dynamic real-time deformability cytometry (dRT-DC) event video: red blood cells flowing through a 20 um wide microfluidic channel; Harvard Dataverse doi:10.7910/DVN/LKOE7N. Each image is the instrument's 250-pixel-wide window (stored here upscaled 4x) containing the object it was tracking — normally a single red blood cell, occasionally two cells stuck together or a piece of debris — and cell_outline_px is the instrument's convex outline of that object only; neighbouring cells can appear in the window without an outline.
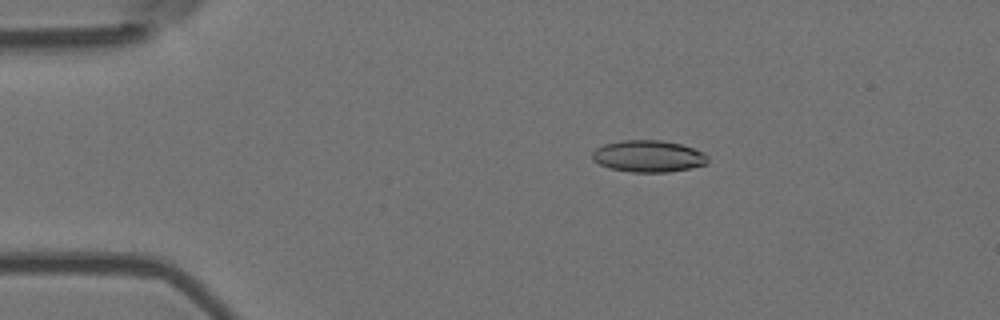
{"species": "Egyptian fruit bat (a non-hibernating species)", "species_latin": "Rousettus aegyptiacus", "temperature_condition": "room temperature", "stored_images_in_passage": 6, "camera_frame_rate_fps": 3000, "um_per_image_px": 0.085, "animal": {"sex": "female"}, "frame": {"image": 1, "passage_image": 1, "time_ms": 0.0, "image_size_px": [1000, 320], "cell_outline_px": [[708, 164], [692, 168], [668, 172], [632, 172], [608, 168], [592, 160], [592, 152], [596, 148], [604, 144], [624, 140], [660, 140], [680, 144], [704, 152], [708, 156]], "centroid_in_image_um": [55.12, 13.28], "position_along_channel_um": 29.9, "area_um2": 21.5}}
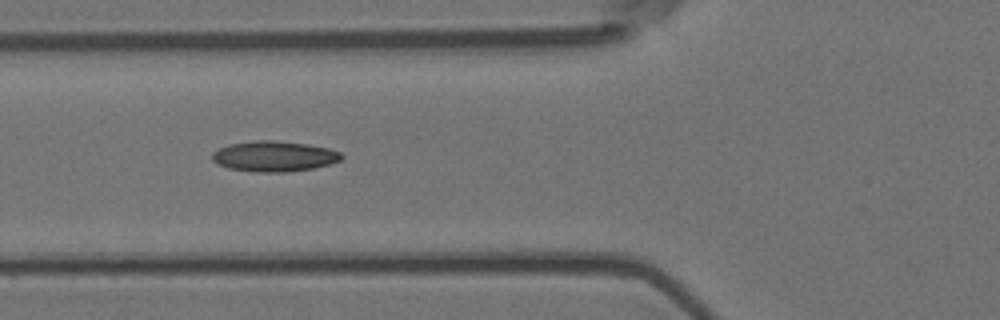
{"frame": {"image": 2, "passage_image": 4, "time_ms": 1.0, "image_size_px": [1000, 320], "cell_outline_px": [[344, 156], [340, 160], [328, 164], [312, 168], [284, 172], [256, 172], [228, 168], [212, 160], [212, 152], [228, 144], [252, 140], [272, 140], [308, 144], [328, 148], [340, 152]], "centroid_in_image_um": [23.28, 13.27], "position_along_channel_um": 102.5, "area_um2": 22.89}}
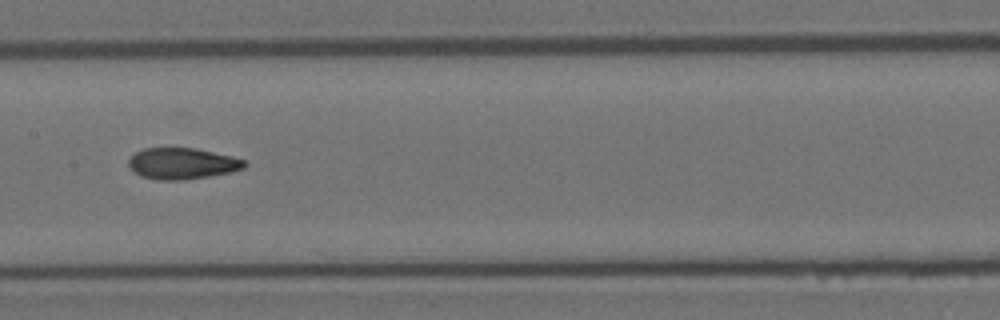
{"frame": {"image": 3, "passage_image": 6, "time_ms": 1.667, "image_size_px": [1000, 320], "cell_outline_px": [[248, 164], [244, 168], [232, 172], [208, 176], [180, 180], [160, 180], [140, 176], [128, 168], [128, 160], [136, 152], [144, 148], [196, 148], [232, 156], [244, 160]], "centroid_in_image_um": [15.48, 13.9], "position_along_channel_um": 191.9, "area_um2": 21.15}}